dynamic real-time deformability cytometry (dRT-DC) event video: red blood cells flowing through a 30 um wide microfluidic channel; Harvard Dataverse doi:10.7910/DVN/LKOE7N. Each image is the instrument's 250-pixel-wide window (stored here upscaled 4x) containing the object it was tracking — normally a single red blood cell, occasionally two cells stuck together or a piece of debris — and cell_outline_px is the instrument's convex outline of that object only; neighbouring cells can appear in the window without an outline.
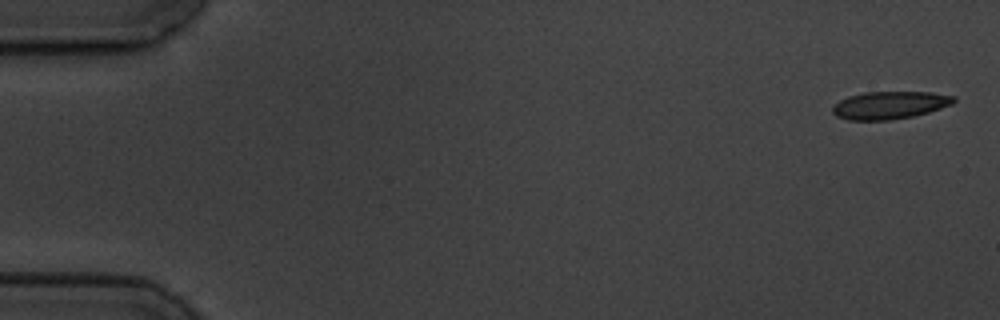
{"species": "common noctule bat (a hibernating species)", "species_latin": "Nyctalus noctula", "temperature_condition": "cold", "stored_images_in_passage": 11, "camera_frame_rate_fps": 3000, "um_per_image_px": 0.085, "animal": {"sex": "male", "body_mass_g": 19.5, "forearm_length_mm": 54.6}, "frame": {"image": 1, "passage_image": 1, "time_ms": 0.0, "image_size_px": [1000, 320], "cell_outline_px": [[956, 100], [952, 104], [928, 112], [912, 116], [888, 120], [848, 120], [836, 116], [832, 112], [832, 104], [848, 96], [864, 92], [932, 92], [956, 96]], "centroid_in_image_um": [75.6, 8.93], "position_along_channel_um": 9.4, "area_um2": 19.59}}
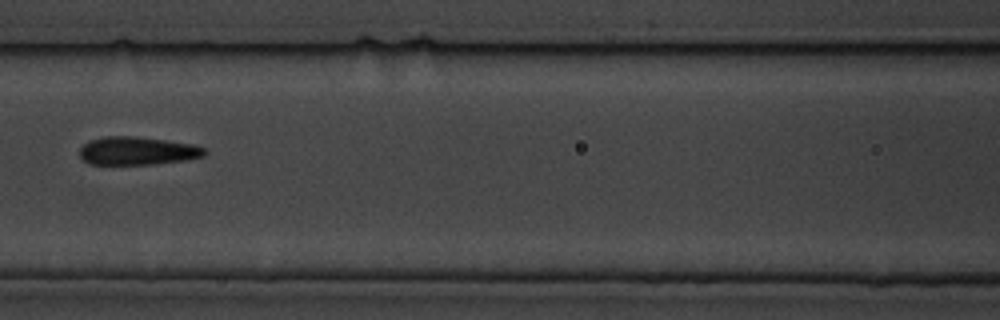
{"frame": {"image": 2, "passage_image": 7, "time_ms": 8.0, "image_size_px": [1000, 320], "cell_outline_px": [[208, 152], [204, 156], [188, 160], [156, 164], [88, 164], [80, 156], [80, 148], [88, 140], [104, 136], [132, 136], [196, 144], [204, 148]], "centroid_in_image_um": [11.7, 12.82], "position_along_channel_um": 154.9, "area_um2": 20.69}}
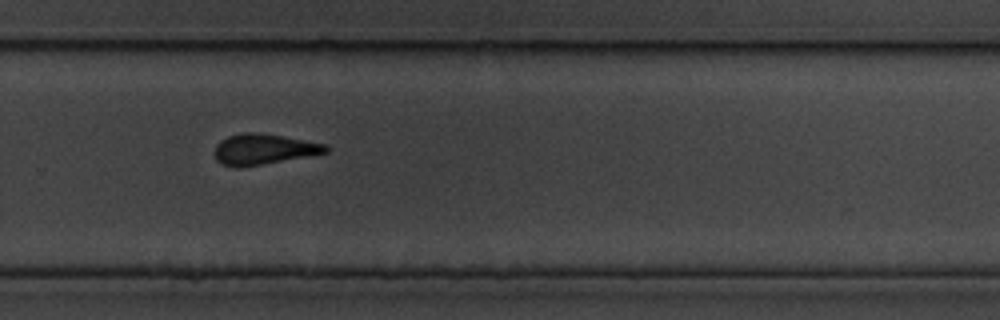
{"frame": {"image": 3, "passage_image": 11, "time_ms": 12.333, "image_size_px": [1000, 320], "cell_outline_px": [[328, 152], [308, 156], [240, 168], [236, 168], [220, 164], [216, 160], [216, 144], [220, 140], [228, 136], [244, 132], [256, 132], [328, 144]], "centroid_in_image_um": [22.38, 12.69], "position_along_channel_um": 307.4, "area_um2": 19.77}}